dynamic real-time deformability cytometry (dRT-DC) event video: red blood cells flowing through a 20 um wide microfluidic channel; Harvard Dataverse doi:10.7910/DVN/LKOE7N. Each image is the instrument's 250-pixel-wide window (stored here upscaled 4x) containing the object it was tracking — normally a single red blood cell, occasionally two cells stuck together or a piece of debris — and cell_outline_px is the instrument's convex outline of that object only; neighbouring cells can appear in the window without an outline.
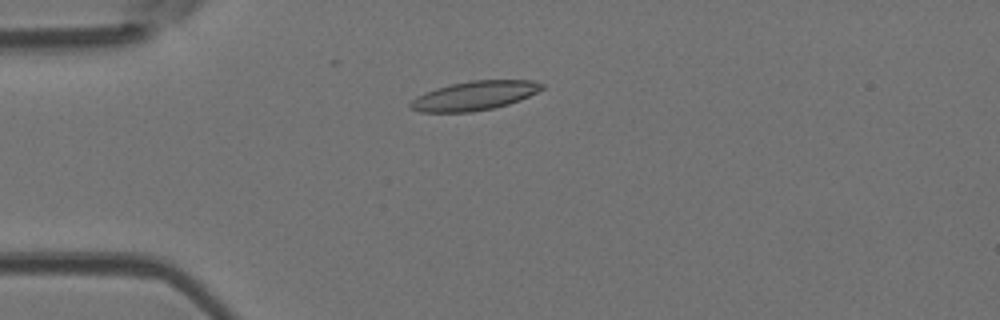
{"species": "Egyptian fruit bat (a non-hibernating species)", "species_latin": "Rousettus aegyptiacus", "temperature_condition": "room temperature", "stored_images_in_passage": 19, "camera_frame_rate_fps": 3000, "um_per_image_px": 0.085, "animal": {"sex": "female"}, "frame": {"image": 1, "passage_image": 13, "time_ms": 4.0, "image_size_px": [1000, 320], "cell_outline_px": [[544, 88], [520, 100], [508, 104], [492, 108], [472, 112], [420, 112], [408, 108], [408, 104], [416, 96], [424, 92], [436, 88], [452, 84], [472, 80], [532, 80], [544, 84]], "centroid_in_image_um": [40.29, 8.13], "position_along_channel_um": 44.7, "area_um2": 22.31}}
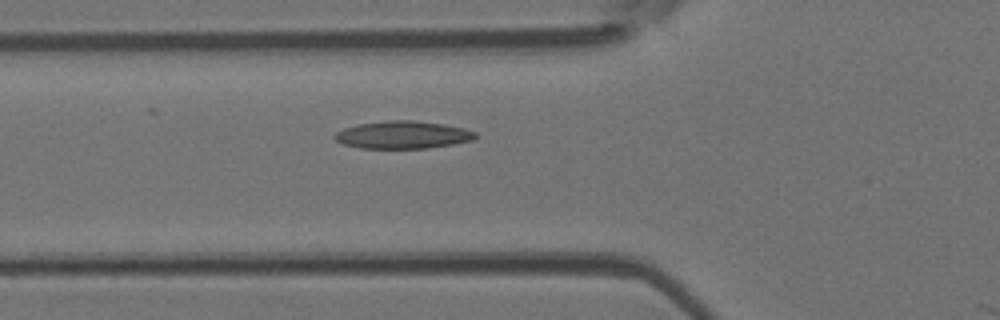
{"frame": {"image": 2, "passage_image": 18, "time_ms": 5.667, "image_size_px": [1000, 320], "cell_outline_px": [[480, 136], [472, 140], [452, 144], [428, 148], [360, 148], [344, 144], [336, 140], [332, 136], [336, 132], [344, 128], [356, 124], [392, 120], [412, 120], [444, 124], [464, 128], [476, 132]], "centroid_in_image_um": [34.25, 11.46], "position_along_channel_um": 91.6, "area_um2": 22.66}}